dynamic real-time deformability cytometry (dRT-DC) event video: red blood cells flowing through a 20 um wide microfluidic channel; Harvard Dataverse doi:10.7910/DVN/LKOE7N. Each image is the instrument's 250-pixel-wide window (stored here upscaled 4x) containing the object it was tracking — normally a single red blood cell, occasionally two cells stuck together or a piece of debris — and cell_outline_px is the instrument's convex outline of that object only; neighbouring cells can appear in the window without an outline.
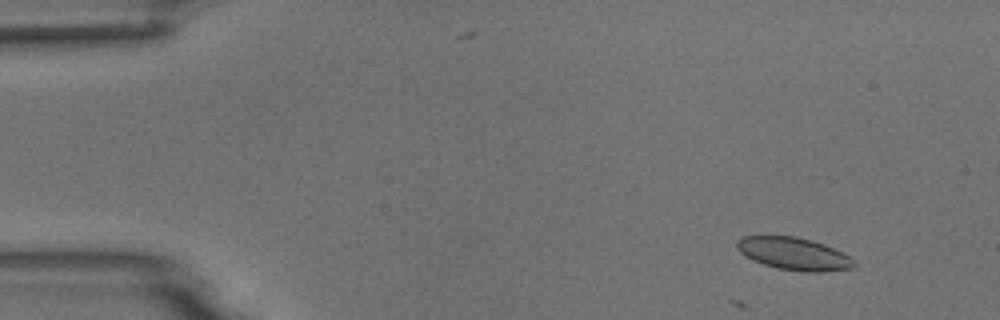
{"species": "common noctule bat (a hibernating species)", "species_latin": "Nyctalus noctula", "temperature_condition": "room temperature", "stored_images_in_passage": 12, "camera_frame_rate_fps": 3000, "um_per_image_px": 0.085, "animal": {"sex": "male", "body_mass_g": 18.8}, "frame": {"image": 1, "passage_image": 6, "time_ms": 1.667, "image_size_px": [1000, 320], "cell_outline_px": [[856, 264], [852, 268], [820, 272], [804, 272], [776, 268], [752, 260], [744, 256], [736, 248], [736, 240], [744, 236], [796, 236], [812, 240], [824, 244], [844, 252]], "centroid_in_image_um": [67.45, 21.56], "position_along_channel_um": 17.5, "area_um2": 22.31}}